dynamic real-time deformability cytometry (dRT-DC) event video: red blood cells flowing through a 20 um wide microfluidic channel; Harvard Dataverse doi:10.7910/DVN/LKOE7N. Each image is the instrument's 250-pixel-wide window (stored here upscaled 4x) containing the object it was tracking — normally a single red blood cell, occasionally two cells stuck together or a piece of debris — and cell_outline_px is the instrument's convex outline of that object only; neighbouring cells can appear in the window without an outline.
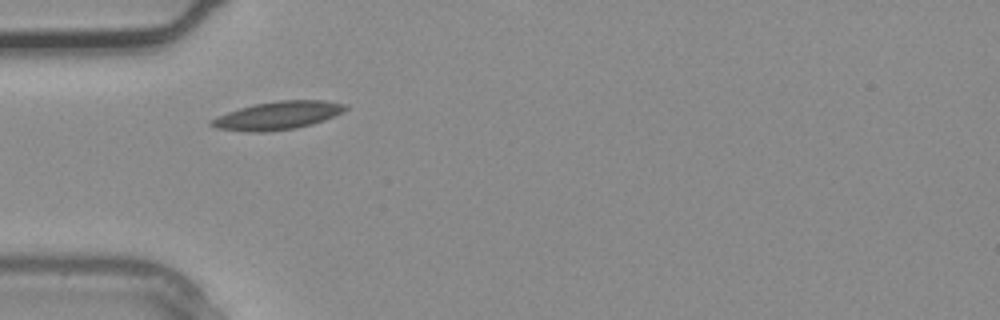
{"species": "common noctule bat (a hibernating species)", "species_latin": "Nyctalus noctula", "temperature_condition": "warm", "stored_images_in_passage": 4, "segment_of_instrument_passage": [1, 2], "camera_frame_rate_fps": 3000, "um_per_image_px": 0.085, "animal": {"sex": "male", "body_mass_g": 20.4}, "frame": {"image": 1, "passage_image": 3, "time_ms": 0.667, "image_size_px": [1000, 320], "cell_outline_px": [[348, 108], [324, 120], [312, 124], [296, 128], [264, 132], [248, 132], [216, 128], [208, 124], [208, 120], [216, 116], [240, 108], [256, 104], [280, 100], [324, 100], [348, 104]], "centroid_in_image_um": [23.57, 9.82], "position_along_channel_um": 61.4, "area_um2": 21.91}}